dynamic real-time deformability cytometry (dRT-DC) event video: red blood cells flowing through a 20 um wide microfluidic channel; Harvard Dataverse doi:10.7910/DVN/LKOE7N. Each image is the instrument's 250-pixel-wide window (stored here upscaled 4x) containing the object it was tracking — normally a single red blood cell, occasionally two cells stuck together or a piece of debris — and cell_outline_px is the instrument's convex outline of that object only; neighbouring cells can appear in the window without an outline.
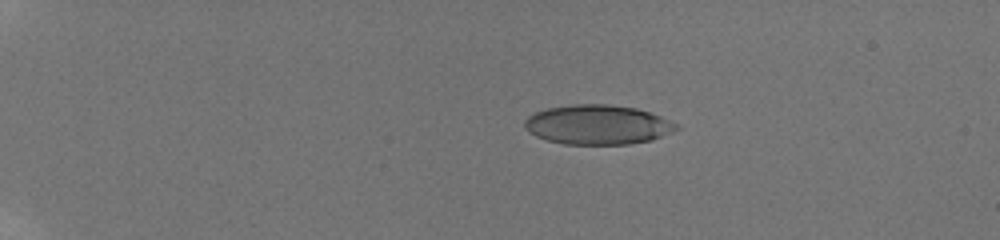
{"species": "human", "species_latin": "Homo sapiens", "temperature_condition": "room temperature", "stored_images_in_passage": 9, "camera_frame_rate_fps": 3000, "um_per_image_px": 0.085, "donor": {"sex": "male"}, "frame": {"image": 1, "passage_image": 1, "time_ms": 0.0, "image_size_px": [1000, 240], "cell_outline_px": [[680, 128], [672, 132], [652, 140], [628, 144], [564, 144], [548, 140], [536, 136], [528, 132], [524, 128], [524, 120], [528, 116], [536, 112], [548, 108], [572, 104], [608, 104], [636, 108], [660, 116], [680, 124]], "centroid_in_image_um": [50.81, 10.6], "position_along_channel_um": 34.2, "area_um2": 35.08}}
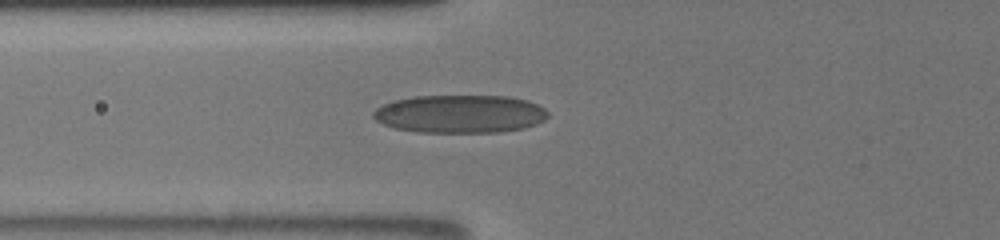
{"frame": {"image": 2, "passage_image": 6, "time_ms": 4.0, "image_size_px": [1000, 240], "cell_outline_px": [[548, 116], [544, 120], [536, 124], [524, 128], [500, 132], [416, 132], [396, 128], [384, 124], [376, 120], [372, 116], [372, 112], [376, 108], [392, 100], [416, 96], [508, 96], [528, 100], [544, 108], [548, 112]], "centroid_in_image_um": [39.1, 9.68], "position_along_channel_um": 86.7, "area_um2": 38.84}}
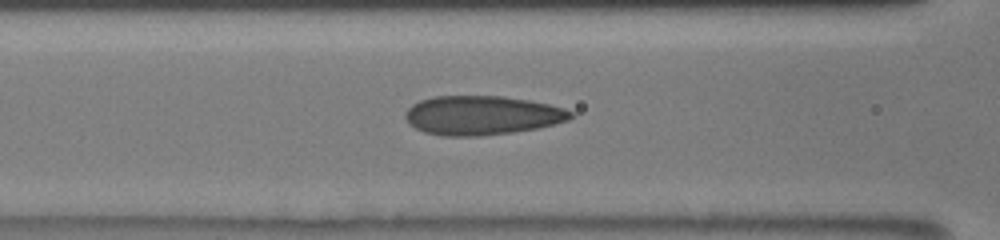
{"frame": {"image": 3, "passage_image": 9, "time_ms": 5.0, "image_size_px": [1000, 240], "cell_outline_px": [[572, 116], [568, 120], [536, 128], [512, 132], [480, 136], [444, 136], [424, 132], [408, 124], [404, 116], [404, 112], [412, 104], [420, 100], [432, 96], [504, 96], [528, 100], [548, 104], [564, 108], [572, 112]], "centroid_in_image_um": [40.9, 9.8], "position_along_channel_um": 125.7, "area_um2": 37.69}}